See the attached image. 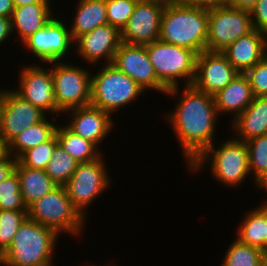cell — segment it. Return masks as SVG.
<instances>
[{"label":"cell","mask_w":267,"mask_h":266,"mask_svg":"<svg viewBox=\"0 0 267 266\" xmlns=\"http://www.w3.org/2000/svg\"><path fill=\"white\" fill-rule=\"evenodd\" d=\"M182 89L176 86L166 91L165 95L171 98L178 95L176 97L178 100L173 110L168 111L164 118L169 123L170 129H173L175 139H178L177 143L184 155L181 157L184 158L188 168L215 143L217 121L220 116L217 113L214 96L198 90L192 84L183 85Z\"/></svg>","instance_id":"cell-1"},{"label":"cell","mask_w":267,"mask_h":266,"mask_svg":"<svg viewBox=\"0 0 267 266\" xmlns=\"http://www.w3.org/2000/svg\"><path fill=\"white\" fill-rule=\"evenodd\" d=\"M208 10L167 1L161 18L159 40L200 54L206 51Z\"/></svg>","instance_id":"cell-2"},{"label":"cell","mask_w":267,"mask_h":266,"mask_svg":"<svg viewBox=\"0 0 267 266\" xmlns=\"http://www.w3.org/2000/svg\"><path fill=\"white\" fill-rule=\"evenodd\" d=\"M59 237L51 228L26 218L0 256V266H54Z\"/></svg>","instance_id":"cell-3"},{"label":"cell","mask_w":267,"mask_h":266,"mask_svg":"<svg viewBox=\"0 0 267 266\" xmlns=\"http://www.w3.org/2000/svg\"><path fill=\"white\" fill-rule=\"evenodd\" d=\"M230 136L219 146L217 142L206 149L188 168L189 173L203 171L210 167L211 176L226 187L234 188L245 182L250 176L248 148L246 142ZM207 162V163H206ZM245 180V181H244Z\"/></svg>","instance_id":"cell-4"},{"label":"cell","mask_w":267,"mask_h":266,"mask_svg":"<svg viewBox=\"0 0 267 266\" xmlns=\"http://www.w3.org/2000/svg\"><path fill=\"white\" fill-rule=\"evenodd\" d=\"M91 75L90 105L110 113L112 116L124 106L139 100L145 90L121 72L112 63L103 64Z\"/></svg>","instance_id":"cell-5"},{"label":"cell","mask_w":267,"mask_h":266,"mask_svg":"<svg viewBox=\"0 0 267 266\" xmlns=\"http://www.w3.org/2000/svg\"><path fill=\"white\" fill-rule=\"evenodd\" d=\"M27 218L51 228L59 236L67 233L71 236L83 235L86 219L73 206L64 186H58L52 192L27 207ZM83 231V232H82Z\"/></svg>","instance_id":"cell-6"},{"label":"cell","mask_w":267,"mask_h":266,"mask_svg":"<svg viewBox=\"0 0 267 266\" xmlns=\"http://www.w3.org/2000/svg\"><path fill=\"white\" fill-rule=\"evenodd\" d=\"M146 48L157 79L167 89L179 86V83H193L198 56L195 51L161 40L147 44Z\"/></svg>","instance_id":"cell-7"},{"label":"cell","mask_w":267,"mask_h":266,"mask_svg":"<svg viewBox=\"0 0 267 266\" xmlns=\"http://www.w3.org/2000/svg\"><path fill=\"white\" fill-rule=\"evenodd\" d=\"M57 109L63 115L74 108L90 105L91 70L65 61L49 62ZM90 71V72H89Z\"/></svg>","instance_id":"cell-8"},{"label":"cell","mask_w":267,"mask_h":266,"mask_svg":"<svg viewBox=\"0 0 267 266\" xmlns=\"http://www.w3.org/2000/svg\"><path fill=\"white\" fill-rule=\"evenodd\" d=\"M103 155L91 162L79 163L72 177L64 185L67 196L72 201L73 206L80 214L87 219L90 204L98 198L104 191L108 190L113 181L108 172Z\"/></svg>","instance_id":"cell-9"},{"label":"cell","mask_w":267,"mask_h":266,"mask_svg":"<svg viewBox=\"0 0 267 266\" xmlns=\"http://www.w3.org/2000/svg\"><path fill=\"white\" fill-rule=\"evenodd\" d=\"M254 30L250 11L230 5L208 10L206 51L222 52L238 38Z\"/></svg>","instance_id":"cell-10"},{"label":"cell","mask_w":267,"mask_h":266,"mask_svg":"<svg viewBox=\"0 0 267 266\" xmlns=\"http://www.w3.org/2000/svg\"><path fill=\"white\" fill-rule=\"evenodd\" d=\"M57 17L53 16L46 25L21 44L23 49L26 48L29 54L31 53L36 59H39V63L66 61V57L74 55L72 54L74 41L69 26L64 23L66 21L62 20L63 17Z\"/></svg>","instance_id":"cell-11"},{"label":"cell","mask_w":267,"mask_h":266,"mask_svg":"<svg viewBox=\"0 0 267 266\" xmlns=\"http://www.w3.org/2000/svg\"><path fill=\"white\" fill-rule=\"evenodd\" d=\"M42 64L23 65L18 76L19 87L13 89L24 100L56 117L61 113L56 106L51 66ZM49 67L48 69H46ZM50 112V113H49Z\"/></svg>","instance_id":"cell-12"},{"label":"cell","mask_w":267,"mask_h":266,"mask_svg":"<svg viewBox=\"0 0 267 266\" xmlns=\"http://www.w3.org/2000/svg\"><path fill=\"white\" fill-rule=\"evenodd\" d=\"M167 1L138 0L133 14L121 32V41L147 45L159 40L161 18Z\"/></svg>","instance_id":"cell-13"},{"label":"cell","mask_w":267,"mask_h":266,"mask_svg":"<svg viewBox=\"0 0 267 266\" xmlns=\"http://www.w3.org/2000/svg\"><path fill=\"white\" fill-rule=\"evenodd\" d=\"M112 64L147 92L156 90V93L165 94L168 90L156 77L146 45H131L122 42Z\"/></svg>","instance_id":"cell-14"},{"label":"cell","mask_w":267,"mask_h":266,"mask_svg":"<svg viewBox=\"0 0 267 266\" xmlns=\"http://www.w3.org/2000/svg\"><path fill=\"white\" fill-rule=\"evenodd\" d=\"M121 32L109 23L96 27L93 31L79 36L74 41L75 52L89 65L110 64L121 45Z\"/></svg>","instance_id":"cell-15"},{"label":"cell","mask_w":267,"mask_h":266,"mask_svg":"<svg viewBox=\"0 0 267 266\" xmlns=\"http://www.w3.org/2000/svg\"><path fill=\"white\" fill-rule=\"evenodd\" d=\"M238 73L222 52L203 51L197 56L192 85L214 96L223 90Z\"/></svg>","instance_id":"cell-16"},{"label":"cell","mask_w":267,"mask_h":266,"mask_svg":"<svg viewBox=\"0 0 267 266\" xmlns=\"http://www.w3.org/2000/svg\"><path fill=\"white\" fill-rule=\"evenodd\" d=\"M47 114L12 90H5L0 135L8 144L26 128L44 120Z\"/></svg>","instance_id":"cell-17"},{"label":"cell","mask_w":267,"mask_h":266,"mask_svg":"<svg viewBox=\"0 0 267 266\" xmlns=\"http://www.w3.org/2000/svg\"><path fill=\"white\" fill-rule=\"evenodd\" d=\"M70 117L69 121L64 124L73 133L80 137L93 142L98 148L106 140V137L111 134L114 125L113 116L96 108L92 105L74 108L65 112Z\"/></svg>","instance_id":"cell-18"},{"label":"cell","mask_w":267,"mask_h":266,"mask_svg":"<svg viewBox=\"0 0 267 266\" xmlns=\"http://www.w3.org/2000/svg\"><path fill=\"white\" fill-rule=\"evenodd\" d=\"M222 53L239 73H246L267 55V35L254 29L238 38Z\"/></svg>","instance_id":"cell-19"},{"label":"cell","mask_w":267,"mask_h":266,"mask_svg":"<svg viewBox=\"0 0 267 266\" xmlns=\"http://www.w3.org/2000/svg\"><path fill=\"white\" fill-rule=\"evenodd\" d=\"M254 95L245 73H238L223 89L214 95L217 113L230 114L231 121L240 115L252 102Z\"/></svg>","instance_id":"cell-20"},{"label":"cell","mask_w":267,"mask_h":266,"mask_svg":"<svg viewBox=\"0 0 267 266\" xmlns=\"http://www.w3.org/2000/svg\"><path fill=\"white\" fill-rule=\"evenodd\" d=\"M234 138L248 141L267 134V96L254 97L253 102L230 123Z\"/></svg>","instance_id":"cell-21"},{"label":"cell","mask_w":267,"mask_h":266,"mask_svg":"<svg viewBox=\"0 0 267 266\" xmlns=\"http://www.w3.org/2000/svg\"><path fill=\"white\" fill-rule=\"evenodd\" d=\"M50 5L52 3H34L14 8L10 18L12 33L18 34L16 39L21 44L52 19L54 12Z\"/></svg>","instance_id":"cell-22"},{"label":"cell","mask_w":267,"mask_h":266,"mask_svg":"<svg viewBox=\"0 0 267 266\" xmlns=\"http://www.w3.org/2000/svg\"><path fill=\"white\" fill-rule=\"evenodd\" d=\"M75 10L74 17L68 24L73 41L108 23L106 0H78Z\"/></svg>","instance_id":"cell-23"},{"label":"cell","mask_w":267,"mask_h":266,"mask_svg":"<svg viewBox=\"0 0 267 266\" xmlns=\"http://www.w3.org/2000/svg\"><path fill=\"white\" fill-rule=\"evenodd\" d=\"M14 171L18 175L20 192L27 207L58 187L45 170L27 168L17 161Z\"/></svg>","instance_id":"cell-24"},{"label":"cell","mask_w":267,"mask_h":266,"mask_svg":"<svg viewBox=\"0 0 267 266\" xmlns=\"http://www.w3.org/2000/svg\"><path fill=\"white\" fill-rule=\"evenodd\" d=\"M47 116L39 123L26 128L7 144V153L17 159L23 152L48 141L56 131L59 122L55 116ZM56 123V124H55Z\"/></svg>","instance_id":"cell-25"},{"label":"cell","mask_w":267,"mask_h":266,"mask_svg":"<svg viewBox=\"0 0 267 266\" xmlns=\"http://www.w3.org/2000/svg\"><path fill=\"white\" fill-rule=\"evenodd\" d=\"M55 134L58 144L79 163L91 162L103 155L102 148L73 133L65 125L59 123Z\"/></svg>","instance_id":"cell-26"},{"label":"cell","mask_w":267,"mask_h":266,"mask_svg":"<svg viewBox=\"0 0 267 266\" xmlns=\"http://www.w3.org/2000/svg\"><path fill=\"white\" fill-rule=\"evenodd\" d=\"M245 216L237 227V238L241 243L258 247L264 251L266 234V208L256 207L244 212Z\"/></svg>","instance_id":"cell-27"},{"label":"cell","mask_w":267,"mask_h":266,"mask_svg":"<svg viewBox=\"0 0 267 266\" xmlns=\"http://www.w3.org/2000/svg\"><path fill=\"white\" fill-rule=\"evenodd\" d=\"M228 246L220 266H265L267 254L260 248L241 243L237 238Z\"/></svg>","instance_id":"cell-28"},{"label":"cell","mask_w":267,"mask_h":266,"mask_svg":"<svg viewBox=\"0 0 267 266\" xmlns=\"http://www.w3.org/2000/svg\"><path fill=\"white\" fill-rule=\"evenodd\" d=\"M79 162L72 158L59 144L47 164L45 172L58 185L64 186L77 169Z\"/></svg>","instance_id":"cell-29"},{"label":"cell","mask_w":267,"mask_h":266,"mask_svg":"<svg viewBox=\"0 0 267 266\" xmlns=\"http://www.w3.org/2000/svg\"><path fill=\"white\" fill-rule=\"evenodd\" d=\"M57 145V136L54 134L48 141L23 152L17 161L27 168L45 170Z\"/></svg>","instance_id":"cell-30"},{"label":"cell","mask_w":267,"mask_h":266,"mask_svg":"<svg viewBox=\"0 0 267 266\" xmlns=\"http://www.w3.org/2000/svg\"><path fill=\"white\" fill-rule=\"evenodd\" d=\"M26 218L27 210H0V256L11 245Z\"/></svg>","instance_id":"cell-31"},{"label":"cell","mask_w":267,"mask_h":266,"mask_svg":"<svg viewBox=\"0 0 267 266\" xmlns=\"http://www.w3.org/2000/svg\"><path fill=\"white\" fill-rule=\"evenodd\" d=\"M251 177L254 181L267 173V134L246 141Z\"/></svg>","instance_id":"cell-32"},{"label":"cell","mask_w":267,"mask_h":266,"mask_svg":"<svg viewBox=\"0 0 267 266\" xmlns=\"http://www.w3.org/2000/svg\"><path fill=\"white\" fill-rule=\"evenodd\" d=\"M0 210H27L15 171L0 183Z\"/></svg>","instance_id":"cell-33"},{"label":"cell","mask_w":267,"mask_h":266,"mask_svg":"<svg viewBox=\"0 0 267 266\" xmlns=\"http://www.w3.org/2000/svg\"><path fill=\"white\" fill-rule=\"evenodd\" d=\"M138 0H106L108 23L120 32L126 27Z\"/></svg>","instance_id":"cell-34"},{"label":"cell","mask_w":267,"mask_h":266,"mask_svg":"<svg viewBox=\"0 0 267 266\" xmlns=\"http://www.w3.org/2000/svg\"><path fill=\"white\" fill-rule=\"evenodd\" d=\"M254 97L267 96V55L245 73Z\"/></svg>","instance_id":"cell-35"},{"label":"cell","mask_w":267,"mask_h":266,"mask_svg":"<svg viewBox=\"0 0 267 266\" xmlns=\"http://www.w3.org/2000/svg\"><path fill=\"white\" fill-rule=\"evenodd\" d=\"M250 15L254 29L267 35V0H257Z\"/></svg>","instance_id":"cell-36"},{"label":"cell","mask_w":267,"mask_h":266,"mask_svg":"<svg viewBox=\"0 0 267 266\" xmlns=\"http://www.w3.org/2000/svg\"><path fill=\"white\" fill-rule=\"evenodd\" d=\"M178 3L190 7H197L206 10L215 9L220 6L228 5L229 0H175Z\"/></svg>","instance_id":"cell-37"},{"label":"cell","mask_w":267,"mask_h":266,"mask_svg":"<svg viewBox=\"0 0 267 266\" xmlns=\"http://www.w3.org/2000/svg\"><path fill=\"white\" fill-rule=\"evenodd\" d=\"M16 162L17 159L10 154H7L4 158L0 159V183L14 172Z\"/></svg>","instance_id":"cell-38"},{"label":"cell","mask_w":267,"mask_h":266,"mask_svg":"<svg viewBox=\"0 0 267 266\" xmlns=\"http://www.w3.org/2000/svg\"><path fill=\"white\" fill-rule=\"evenodd\" d=\"M11 35L13 36L12 27H11V19L0 16V45L3 46L4 43H7L6 40L9 41L10 39L9 36Z\"/></svg>","instance_id":"cell-39"},{"label":"cell","mask_w":267,"mask_h":266,"mask_svg":"<svg viewBox=\"0 0 267 266\" xmlns=\"http://www.w3.org/2000/svg\"><path fill=\"white\" fill-rule=\"evenodd\" d=\"M256 3L257 0H229L228 5L236 9L251 11Z\"/></svg>","instance_id":"cell-40"},{"label":"cell","mask_w":267,"mask_h":266,"mask_svg":"<svg viewBox=\"0 0 267 266\" xmlns=\"http://www.w3.org/2000/svg\"><path fill=\"white\" fill-rule=\"evenodd\" d=\"M14 8L13 0H0V16L11 18Z\"/></svg>","instance_id":"cell-41"},{"label":"cell","mask_w":267,"mask_h":266,"mask_svg":"<svg viewBox=\"0 0 267 266\" xmlns=\"http://www.w3.org/2000/svg\"><path fill=\"white\" fill-rule=\"evenodd\" d=\"M255 184V186H257L258 190L262 189L264 190L267 195V173L261 175L258 179H256L255 181H253V185ZM258 207H263V208H267V199H265V201L262 202L261 205H259Z\"/></svg>","instance_id":"cell-42"},{"label":"cell","mask_w":267,"mask_h":266,"mask_svg":"<svg viewBox=\"0 0 267 266\" xmlns=\"http://www.w3.org/2000/svg\"><path fill=\"white\" fill-rule=\"evenodd\" d=\"M52 0H13L15 7L25 6L34 3H51Z\"/></svg>","instance_id":"cell-43"},{"label":"cell","mask_w":267,"mask_h":266,"mask_svg":"<svg viewBox=\"0 0 267 266\" xmlns=\"http://www.w3.org/2000/svg\"><path fill=\"white\" fill-rule=\"evenodd\" d=\"M7 154V144L0 135V159L4 158Z\"/></svg>","instance_id":"cell-44"},{"label":"cell","mask_w":267,"mask_h":266,"mask_svg":"<svg viewBox=\"0 0 267 266\" xmlns=\"http://www.w3.org/2000/svg\"><path fill=\"white\" fill-rule=\"evenodd\" d=\"M4 96H5V89L1 87L0 88V128H1V120H2V111L4 107Z\"/></svg>","instance_id":"cell-45"},{"label":"cell","mask_w":267,"mask_h":266,"mask_svg":"<svg viewBox=\"0 0 267 266\" xmlns=\"http://www.w3.org/2000/svg\"><path fill=\"white\" fill-rule=\"evenodd\" d=\"M264 252L267 254V208H266V234L264 240Z\"/></svg>","instance_id":"cell-46"},{"label":"cell","mask_w":267,"mask_h":266,"mask_svg":"<svg viewBox=\"0 0 267 266\" xmlns=\"http://www.w3.org/2000/svg\"><path fill=\"white\" fill-rule=\"evenodd\" d=\"M91 266H101V265H98V264H96V265L93 264V265H92V263H91ZM103 266H104V265H103ZM105 266H106V265H105ZM107 266H111V265H107ZM114 266H116V265H114Z\"/></svg>","instance_id":"cell-47"}]
</instances>
